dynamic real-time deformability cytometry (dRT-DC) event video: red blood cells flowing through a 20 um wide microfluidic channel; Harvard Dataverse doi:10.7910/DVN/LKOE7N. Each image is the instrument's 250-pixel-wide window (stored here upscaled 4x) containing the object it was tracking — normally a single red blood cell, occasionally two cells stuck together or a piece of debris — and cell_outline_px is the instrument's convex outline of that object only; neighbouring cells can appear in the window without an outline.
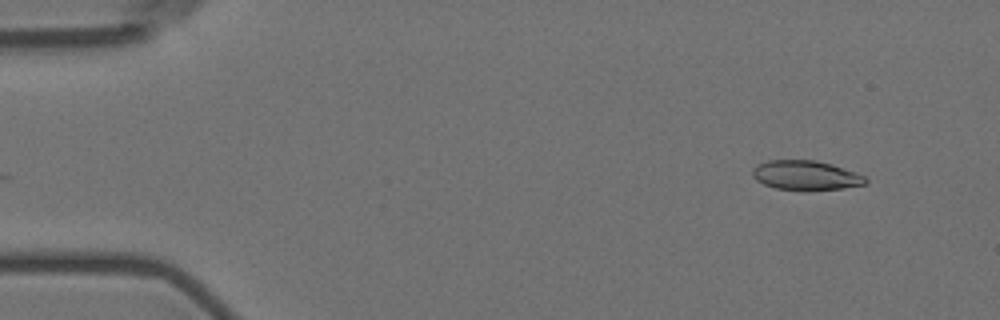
{"species": "Egyptian fruit bat (a non-hibernating species)", "species_latin": "Rousettus aegyptiacus", "temperature_condition": "room temperature", "stored_images_in_passage": 3, "camera_frame_rate_fps": 3000, "um_per_image_px": 0.085, "animal": {"sex": "female"}, "frame": {"image": 1, "passage_image": 3, "time_ms": 2.333, "image_size_px": [1000, 320], "cell_outline_px": [[868, 180], [864, 184], [844, 188], [808, 192], [804, 192], [776, 188], [764, 184], [756, 180], [752, 176], [752, 168], [756, 164], [768, 160], [816, 160], [832, 164], [856, 172], [864, 176]], "centroid_in_image_um": [68.47, 14.92], "position_along_channel_um": 16.5, "area_um2": 19.94}}